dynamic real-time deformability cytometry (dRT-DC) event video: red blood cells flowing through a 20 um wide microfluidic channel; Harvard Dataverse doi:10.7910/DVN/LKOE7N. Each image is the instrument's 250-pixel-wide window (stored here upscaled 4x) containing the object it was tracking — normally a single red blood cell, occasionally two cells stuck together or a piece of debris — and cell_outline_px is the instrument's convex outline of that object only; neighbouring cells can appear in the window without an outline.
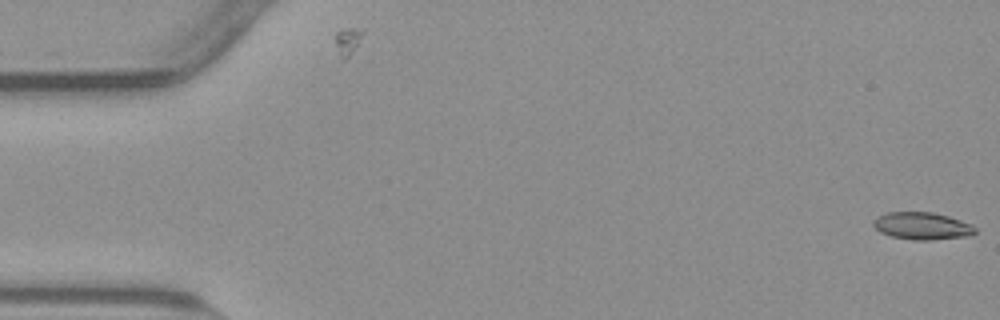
{"species": "common noctule bat (a hibernating species)", "species_latin": "Nyctalus noctula", "temperature_condition": "warm", "stored_images_in_passage": 55, "camera_frame_rate_fps": 3000, "um_per_image_px": 0.085, "animal": {"sex": "male", "body_mass_g": 23.1, "forearm_length_mm": 52.7}, "frame": {"image": 1, "passage_image": 1, "time_ms": 0.0, "image_size_px": [1000, 320], "cell_outline_px": [[976, 232], [972, 236], [932, 240], [916, 240], [892, 236], [880, 232], [872, 224], [872, 220], [876, 216], [888, 212], [932, 212], [948, 216], [972, 224], [976, 228]], "centroid_in_image_um": [78.4, 19.2], "position_along_channel_um": 6.6, "area_um2": 16.36}}
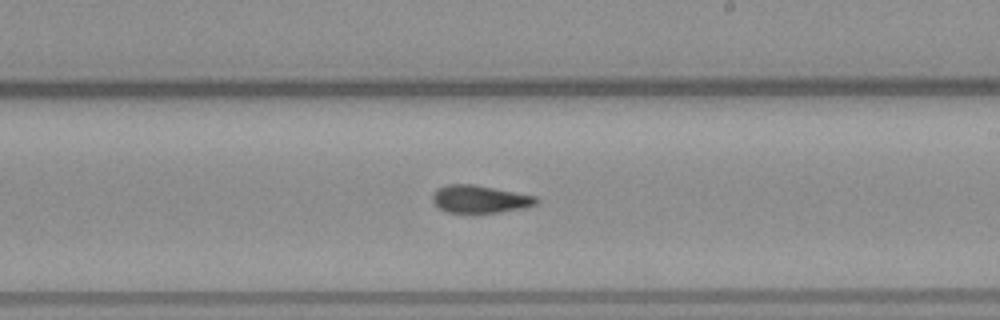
{"frame": {"image": 2, "passage_image": 32, "time_ms": 10.333, "image_size_px": [1000, 320], "cell_outline_px": [[540, 200], [536, 204], [524, 208], [496, 212], [448, 212], [440, 208], [432, 200], [432, 192], [436, 188], [448, 184], [476, 184], [536, 196]], "centroid_in_image_um": [40.78, 16.9], "position_along_channel_um": 248.2, "area_um2": 16.7}}
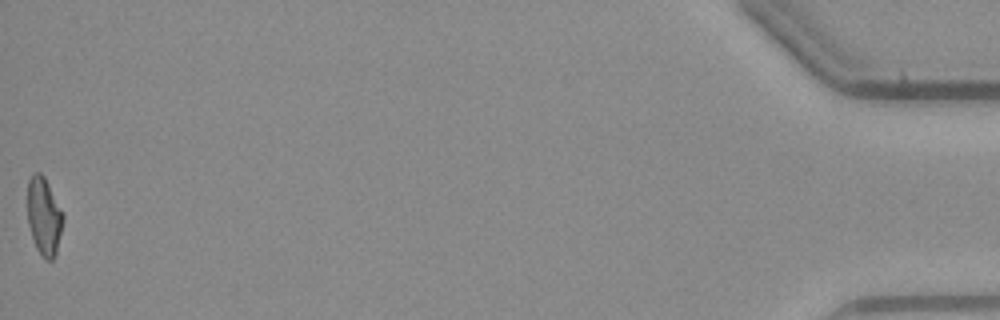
{"frame": {"image": 3, "passage_image": 55, "time_ms": 18.0, "image_size_px": [1000, 320], "cell_outline_px": [[64, 220], [56, 252], [52, 260], [44, 260], [36, 248], [28, 224], [28, 180], [36, 172], [40, 172], [44, 176], [64, 212]], "centroid_in_image_um": [3.76, 18.39], "position_along_channel_um": 431.4, "area_um2": 16.18}, "authors_computed_cell_mechanics": {"area_um2": 16.7042, "velocity_mm_per_s": 3.8052, "shape_relaxation_time_tau1_ms": 9.6574, "shape_relaxation_time_tau2_ms": 2.6894, "deformation_change_tau1": 0.2237, "deformation_change_tau2": 0.0898}}